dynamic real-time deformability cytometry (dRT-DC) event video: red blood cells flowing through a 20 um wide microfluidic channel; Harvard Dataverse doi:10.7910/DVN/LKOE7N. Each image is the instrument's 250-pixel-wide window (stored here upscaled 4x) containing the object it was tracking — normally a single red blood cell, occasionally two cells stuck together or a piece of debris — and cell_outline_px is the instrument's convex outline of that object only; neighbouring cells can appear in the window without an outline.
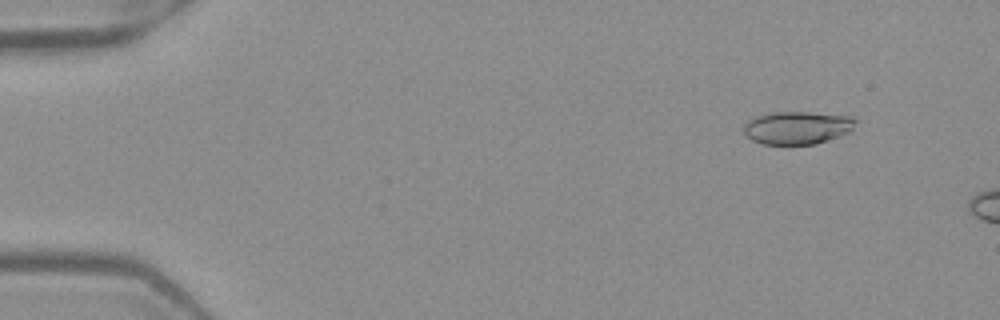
{"species": "Egyptian fruit bat (a non-hibernating species)", "species_latin": "Rousettus aegyptiacus", "temperature_condition": "warm", "stored_images_in_passage": 11, "camera_frame_rate_fps": 3000, "um_per_image_px": 0.085, "frame": {"image": 1, "passage_image": 5, "time_ms": 1.333, "image_size_px": [1000, 320], "cell_outline_px": [[860, 120], [852, 132], [816, 144], [760, 144], [744, 136], [744, 124], [748, 120], [756, 116], [768, 112], [808, 112], [856, 116]], "centroid_in_image_um": [67.84, 10.84], "position_along_channel_um": 17.2, "area_um2": 22.08}}